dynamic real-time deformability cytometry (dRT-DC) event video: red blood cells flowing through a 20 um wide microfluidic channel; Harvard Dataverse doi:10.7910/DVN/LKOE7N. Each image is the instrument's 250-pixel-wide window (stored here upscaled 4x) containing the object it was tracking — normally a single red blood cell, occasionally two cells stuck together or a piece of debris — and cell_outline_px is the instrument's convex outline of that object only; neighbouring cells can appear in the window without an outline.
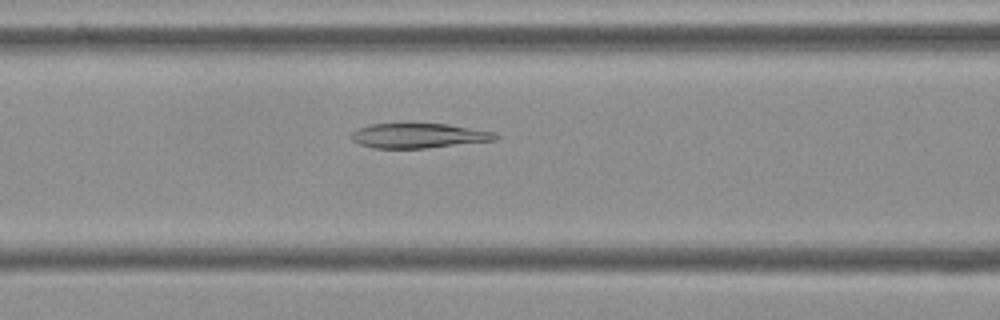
{"species": "Egyptian fruit bat (a non-hibernating species)", "species_latin": "Rousettus aegyptiacus", "temperature_condition": "cold", "stored_images_in_passage": 46, "camera_frame_rate_fps": 3000, "um_per_image_px": 0.085, "frame": {"image": 1, "passage_image": 13, "time_ms": 4.0, "image_size_px": [1000, 320], "cell_outline_px": [[500, 136], [496, 140], [424, 148], [372, 148], [360, 144], [352, 140], [352, 132], [356, 128], [372, 124], [448, 124], [496, 132]], "centroid_in_image_um": [35.6, 11.53], "position_along_channel_um": 131.0, "area_um2": 20.69}}
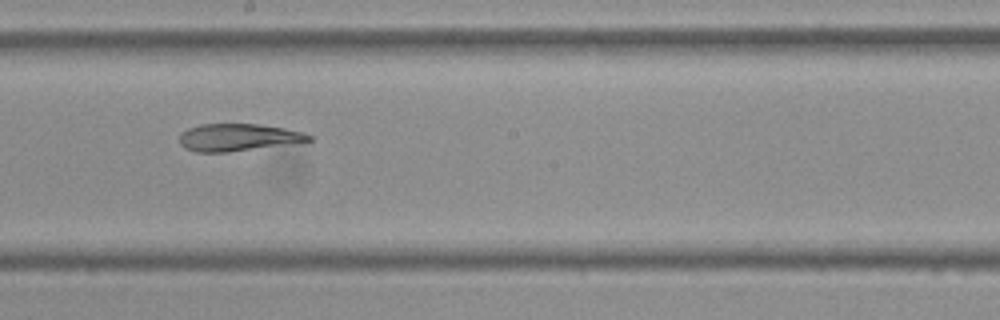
{"frame": {"image": 2, "passage_image": 21, "time_ms": 6.667, "image_size_px": [1000, 320], "cell_outline_px": [[312, 140], [228, 152], [196, 152], [184, 148], [180, 144], [180, 132], [188, 128], [200, 124], [260, 124], [284, 128], [304, 132], [312, 136]], "centroid_in_image_um": [20.18, 11.67], "position_along_channel_um": 228.0, "area_um2": 20.4}}
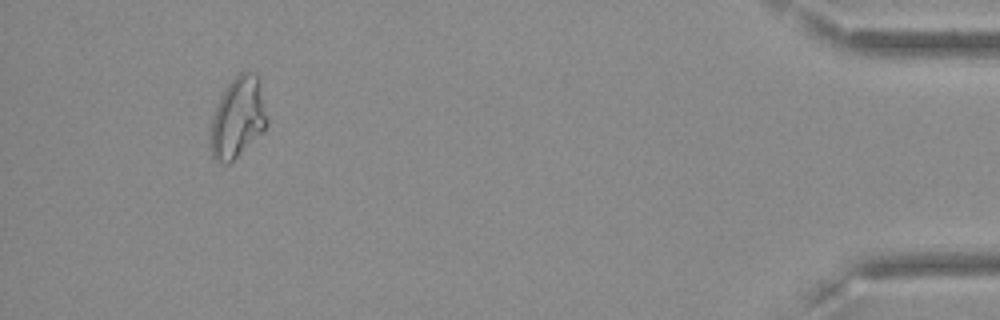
{"frame": {"image": 3, "passage_image": 42, "time_ms": 13.667, "image_size_px": [1000, 320], "cell_outline_px": [[268, 124], [264, 132], [228, 164], [220, 164], [212, 156], [208, 140], [208, 136], [212, 116], [220, 96], [228, 84], [240, 72], [256, 72], [268, 116]], "centroid_in_image_um": [20.19, 10.03], "position_along_channel_um": 415.0, "area_um2": 26.99}}